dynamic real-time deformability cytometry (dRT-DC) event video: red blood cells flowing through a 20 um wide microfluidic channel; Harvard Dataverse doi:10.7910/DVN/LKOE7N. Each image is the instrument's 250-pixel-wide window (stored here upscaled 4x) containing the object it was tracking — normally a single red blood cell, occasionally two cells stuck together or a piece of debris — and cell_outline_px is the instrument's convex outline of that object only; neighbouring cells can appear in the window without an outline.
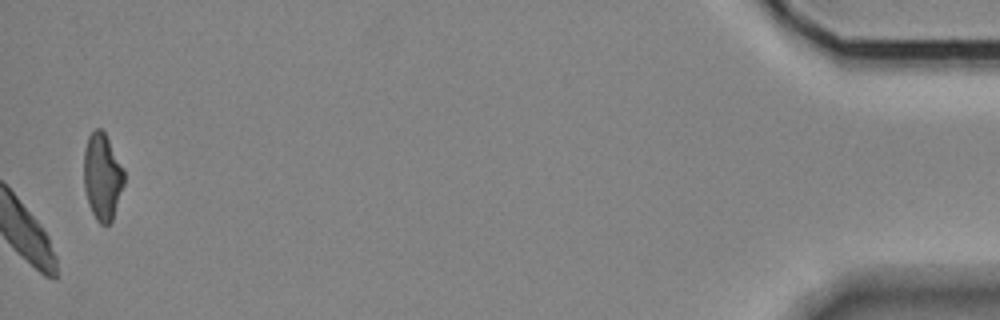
{"species": "Egyptian fruit bat (a non-hibernating species)", "species_latin": "Rousettus aegyptiacus", "temperature_condition": "room temperature", "stored_images_in_passage": 43, "camera_frame_rate_fps": 3000, "um_per_image_px": 0.085, "animal": {"sex": "female"}, "frame": {"image": 1, "passage_image": 43, "time_ms": 14.0, "image_size_px": [1000, 320], "cell_outline_px": [[124, 184], [112, 220], [108, 224], [100, 224], [96, 220], [88, 204], [84, 188], [84, 148], [88, 136], [96, 128], [100, 128], [104, 132], [124, 172]], "centroid_in_image_um": [8.67, 15.04], "position_along_channel_um": 426.5, "area_um2": 20.06}, "authors_computed_cell_mechanics": {"area_um2": 24.9696, "velocity_mm_per_s": 3.5756, "shape_relaxation_time_tau1_ms": 3.5468, "shape_relaxation_time_tau2_ms": null, "deformation_change_tau1": 0.0879, "deformation_change_tau2": null}}